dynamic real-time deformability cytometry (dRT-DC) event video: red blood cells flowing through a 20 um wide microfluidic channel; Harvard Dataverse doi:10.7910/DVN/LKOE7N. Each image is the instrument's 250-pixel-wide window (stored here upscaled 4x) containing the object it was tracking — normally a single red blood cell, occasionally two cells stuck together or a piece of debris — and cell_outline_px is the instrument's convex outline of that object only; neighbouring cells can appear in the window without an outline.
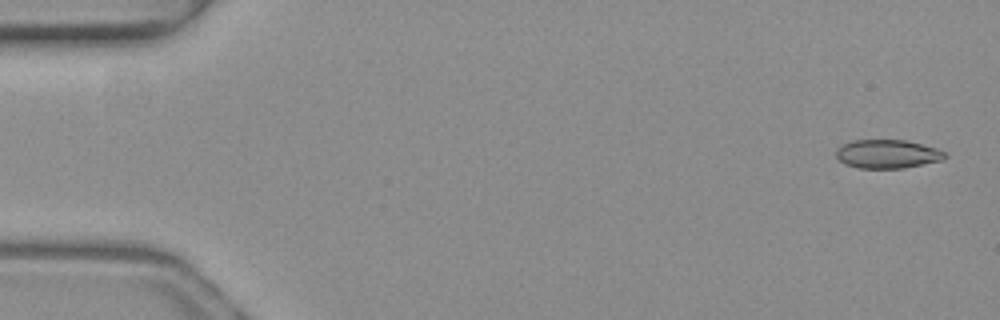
{"species": "common noctule bat (a hibernating species)", "species_latin": "Nyctalus noctula", "temperature_condition": "warm", "stored_images_in_passage": 16, "camera_frame_rate_fps": 3000, "um_per_image_px": 0.085, "animal": {"sex": "female", "body_mass_g": 19.3, "forearm_length_mm": 54.1}, "frame": {"image": 1, "passage_image": 2, "time_ms": 0.333, "image_size_px": [1000, 320], "cell_outline_px": [[948, 156], [944, 160], [904, 168], [860, 168], [844, 164], [836, 156], [836, 148], [852, 140], [904, 140], [936, 148], [944, 152]], "centroid_in_image_um": [75.43, 13.09], "position_along_channel_um": 9.6, "area_um2": 18.15}}
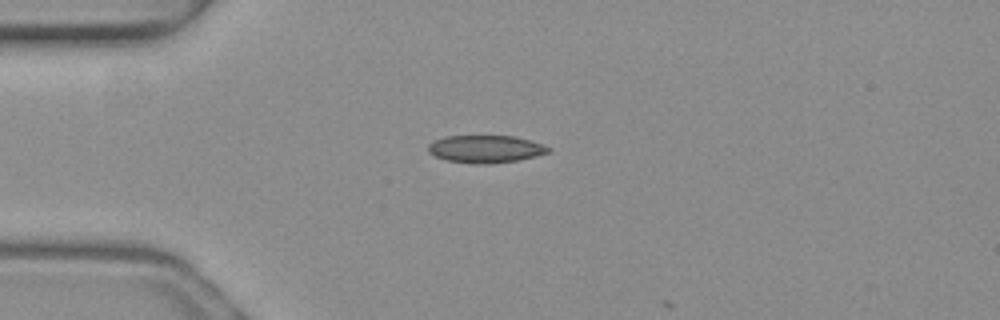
{"frame": {"image": 2, "passage_image": 13, "time_ms": 4.0, "image_size_px": [1000, 320], "cell_outline_px": [[552, 148], [548, 152], [536, 156], [520, 160], [484, 164], [476, 164], [448, 160], [436, 156], [428, 152], [428, 144], [432, 140], [444, 136], [516, 136]], "centroid_in_image_um": [41.24, 12.66], "position_along_channel_um": 43.8, "area_um2": 19.19}}